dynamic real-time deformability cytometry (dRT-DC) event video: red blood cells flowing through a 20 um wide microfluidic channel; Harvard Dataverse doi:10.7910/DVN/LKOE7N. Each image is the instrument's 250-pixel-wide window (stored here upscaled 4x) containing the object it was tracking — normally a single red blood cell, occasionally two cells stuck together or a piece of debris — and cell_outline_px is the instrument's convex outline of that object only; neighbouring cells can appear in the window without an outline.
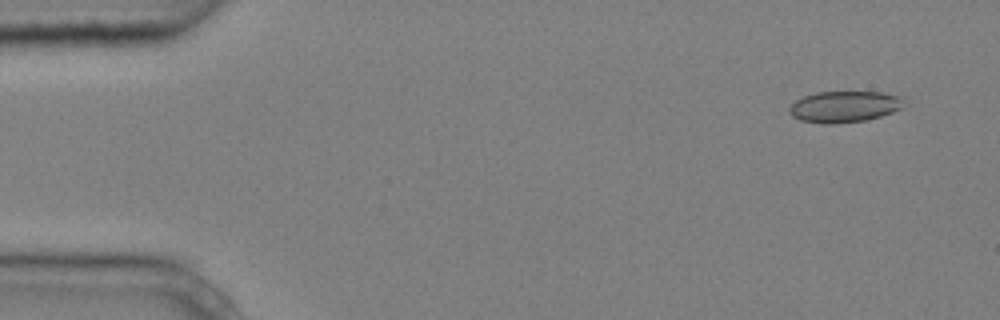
{"species": "common noctule bat (a hibernating species)", "species_latin": "Nyctalus noctula", "temperature_condition": "cold", "stored_images_in_passage": 4, "camera_frame_rate_fps": 3000, "um_per_image_px": 0.085, "animal": {"sex": "male", "body_mass_g": 20.4}, "frame": {"image": 1, "passage_image": 1, "time_ms": 0.0, "image_size_px": [1000, 320], "cell_outline_px": [[900, 108], [892, 112], [880, 116], [864, 120], [836, 124], [824, 124], [800, 120], [792, 116], [788, 112], [788, 108], [796, 100], [804, 96], [816, 92], [880, 92], [900, 96]], "centroid_in_image_um": [71.68, 9.07], "position_along_channel_um": 13.3, "area_um2": 20.63}}
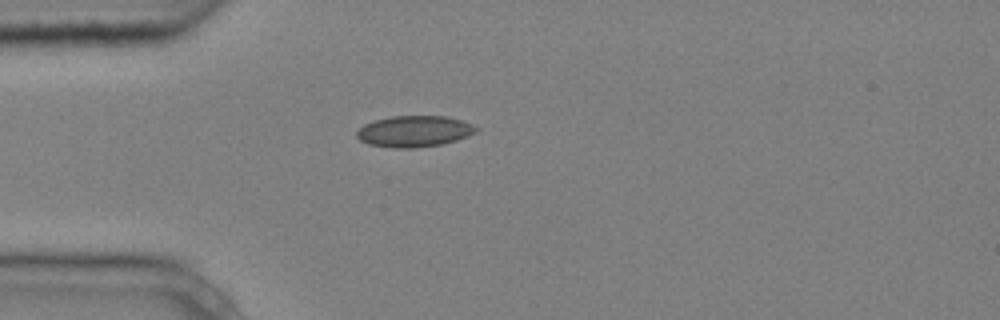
{"frame": {"image": 2, "passage_image": 3, "time_ms": 0.667, "image_size_px": [1000, 320], "cell_outline_px": [[480, 128], [476, 132], [468, 136], [456, 140], [440, 144], [416, 148], [392, 148], [368, 144], [360, 140], [356, 136], [356, 132], [364, 124], [376, 120], [392, 116], [444, 116], [460, 120], [472, 124]], "centroid_in_image_um": [35.21, 11.17], "position_along_channel_um": 49.8, "area_um2": 21.68}}